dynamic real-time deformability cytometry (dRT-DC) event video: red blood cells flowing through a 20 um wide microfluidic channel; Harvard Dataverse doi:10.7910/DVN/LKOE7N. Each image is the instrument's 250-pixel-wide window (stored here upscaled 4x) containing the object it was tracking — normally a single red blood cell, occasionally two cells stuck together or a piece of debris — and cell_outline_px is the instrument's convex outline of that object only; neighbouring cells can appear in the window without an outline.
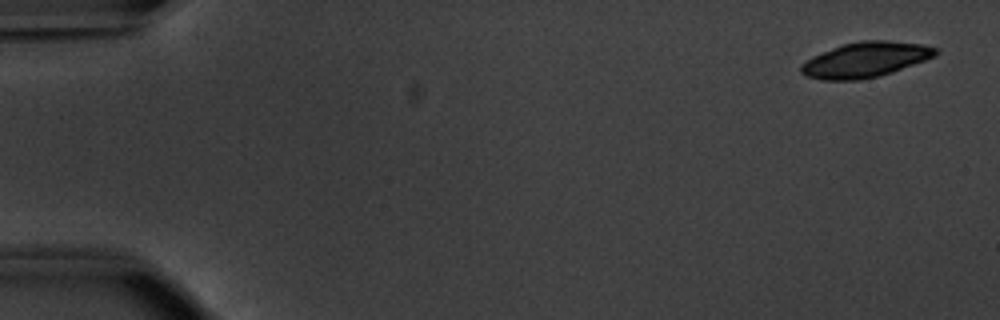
{"species": "common noctule bat (a hibernating species)", "species_latin": "Nyctalus noctula", "temperature_condition": "warm", "stored_images_in_passage": 51, "camera_frame_rate_fps": 3000, "um_per_image_px": 0.085, "animal": {"sex": "male", "body_mass_g": 20.1, "forearm_length_mm": 53.5}, "frame": {"image": 1, "passage_image": 1, "time_ms": 0.0, "image_size_px": [1000, 320], "cell_outline_px": [[940, 52], [936, 56], [892, 72], [880, 76], [860, 80], [820, 80], [804, 76], [800, 72], [800, 64], [812, 56], [844, 44], [860, 40], [884, 40], [924, 44], [940, 48]], "centroid_in_image_um": [73.57, 5.08], "position_along_channel_um": 11.4, "area_um2": 27.86}}